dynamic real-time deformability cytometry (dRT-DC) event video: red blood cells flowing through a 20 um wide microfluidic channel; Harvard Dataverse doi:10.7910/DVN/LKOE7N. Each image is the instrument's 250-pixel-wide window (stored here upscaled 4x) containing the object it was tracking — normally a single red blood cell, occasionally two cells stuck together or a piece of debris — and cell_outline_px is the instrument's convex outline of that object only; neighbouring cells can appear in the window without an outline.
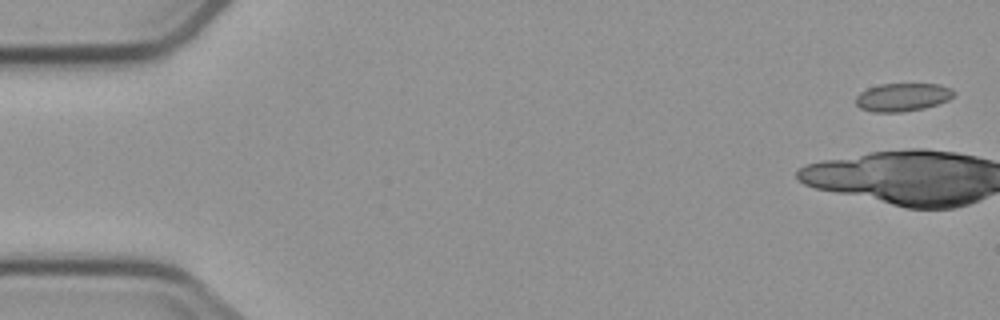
{"species": "common noctule bat (a hibernating species)", "species_latin": "Nyctalus noctula", "temperature_condition": "cold", "stored_images_in_passage": 6, "camera_frame_rate_fps": 3000, "um_per_image_px": 0.085, "animal": {"sex": "male", "body_mass_g": 23.1, "forearm_length_mm": 52.7}, "frame": {"image": 1, "passage_image": 1, "time_ms": 0.0, "image_size_px": [1000, 320], "cell_outline_px": [[956, 92], [948, 100], [924, 108], [900, 112], [872, 112], [860, 108], [856, 104], [856, 96], [860, 92], [868, 88], [880, 84], [940, 84], [952, 88]], "centroid_in_image_um": [76.71, 8.25], "position_along_channel_um": 8.3, "area_um2": 16.07}}